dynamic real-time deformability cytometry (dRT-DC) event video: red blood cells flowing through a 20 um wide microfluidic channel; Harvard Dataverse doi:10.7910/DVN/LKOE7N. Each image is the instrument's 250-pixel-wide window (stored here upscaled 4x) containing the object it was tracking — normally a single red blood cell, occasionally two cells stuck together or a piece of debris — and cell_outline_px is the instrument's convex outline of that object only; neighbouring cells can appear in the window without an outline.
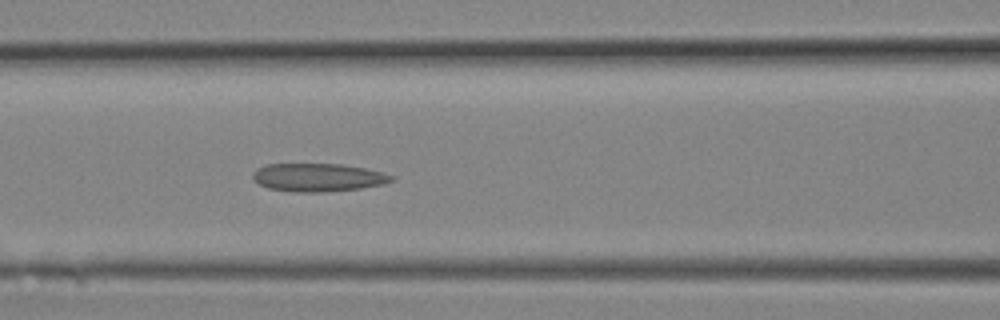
{"species": "Egyptian fruit bat (a non-hibernating species)", "species_latin": "Rousettus aegyptiacus", "temperature_condition": "room temperature", "stored_images_in_passage": 5, "camera_frame_rate_fps": 3000, "um_per_image_px": 0.085, "animal": {"sex": "female"}, "frame": {"image": 1, "passage_image": 5, "time_ms": 1.333, "image_size_px": [1000, 320], "cell_outline_px": [[396, 180], [384, 184], [360, 188], [324, 192], [296, 192], [268, 188], [260, 184], [252, 176], [252, 172], [256, 168], [268, 164], [344, 164], [364, 168], [396, 176]], "centroid_in_image_um": [27.06, 15.08], "position_along_channel_um": 139.5, "area_um2": 22.77}}